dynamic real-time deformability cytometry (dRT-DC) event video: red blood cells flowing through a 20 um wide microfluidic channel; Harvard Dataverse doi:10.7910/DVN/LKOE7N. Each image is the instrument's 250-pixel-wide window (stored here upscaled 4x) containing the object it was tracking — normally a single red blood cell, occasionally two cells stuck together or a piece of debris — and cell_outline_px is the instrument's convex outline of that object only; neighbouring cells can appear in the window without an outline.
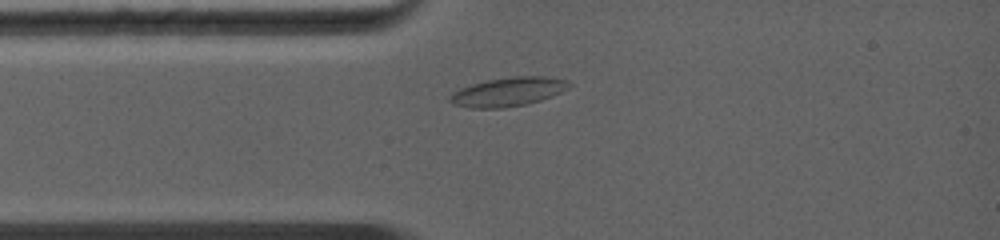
{"species": "common noctule bat (a hibernating species)", "species_latin": "Nyctalus noctula", "temperature_condition": "warm", "stored_images_in_passage": 18, "camera_frame_rate_fps": 5000, "um_per_image_px": 0.085, "animal": {"sex": "female", "body_mass_g": 19.0, "forearm_length_mm": 56.7}, "frame": {"image": 1, "passage_image": 3, "time_ms": 1.4, "image_size_px": [1000, 240], "cell_outline_px": [[572, 84], [568, 88], [552, 96], [528, 104], [504, 108], [472, 108], [452, 104], [448, 100], [448, 96], [452, 92], [460, 88], [472, 84], [488, 80], [512, 76], [544, 76], [568, 80]], "centroid_in_image_um": [43.17, 7.8], "position_along_channel_um": 41.8, "area_um2": 20.23}}
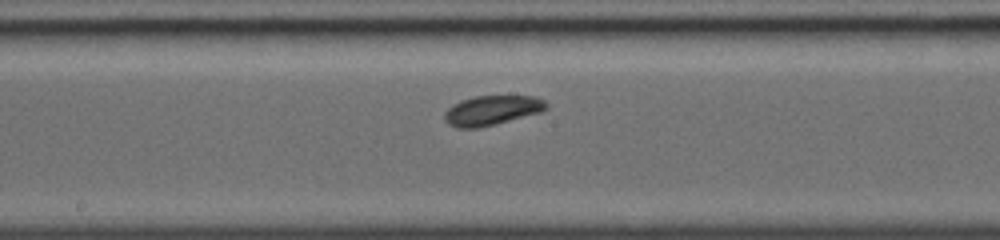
{"frame": {"image": 2, "passage_image": 9, "time_ms": 5.2, "image_size_px": [1000, 240], "cell_outline_px": [[548, 108], [540, 112], [496, 124], [476, 128], [456, 128], [448, 124], [444, 120], [444, 112], [452, 104], [460, 100], [476, 96], [536, 96], [544, 100], [548, 104]], "centroid_in_image_um": [41.79, 9.38], "position_along_channel_um": 206.4, "area_um2": 17.69}}
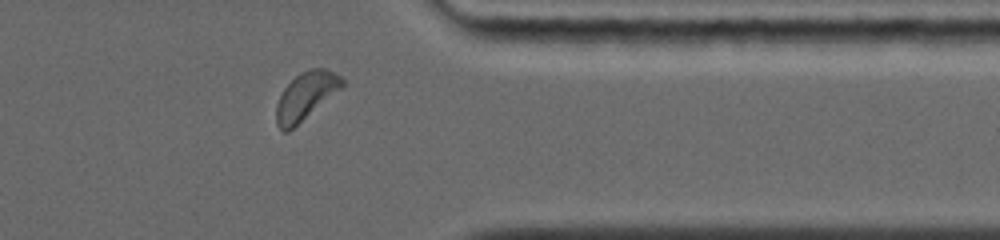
{"frame": {"image": 3, "passage_image": 16, "time_ms": 9.4, "image_size_px": [1000, 240], "cell_outline_px": [[348, 84], [288, 132], [284, 132], [276, 124], [276, 104], [284, 88], [300, 72], [312, 68], [324, 68], [340, 76]], "centroid_in_image_um": [26.02, 8.16], "position_along_channel_um": 385.4, "area_um2": 18.32}, "authors_computed_cell_mechanics": {"area_um2": 17.8024, "velocity_mm_per_s": 4.4071, "shape_relaxation_time_tau1_ms": 1.3953, "shape_relaxation_time_tau2_ms": null, "deformation_change_tau1": 0.0538, "deformation_change_tau2": null}}